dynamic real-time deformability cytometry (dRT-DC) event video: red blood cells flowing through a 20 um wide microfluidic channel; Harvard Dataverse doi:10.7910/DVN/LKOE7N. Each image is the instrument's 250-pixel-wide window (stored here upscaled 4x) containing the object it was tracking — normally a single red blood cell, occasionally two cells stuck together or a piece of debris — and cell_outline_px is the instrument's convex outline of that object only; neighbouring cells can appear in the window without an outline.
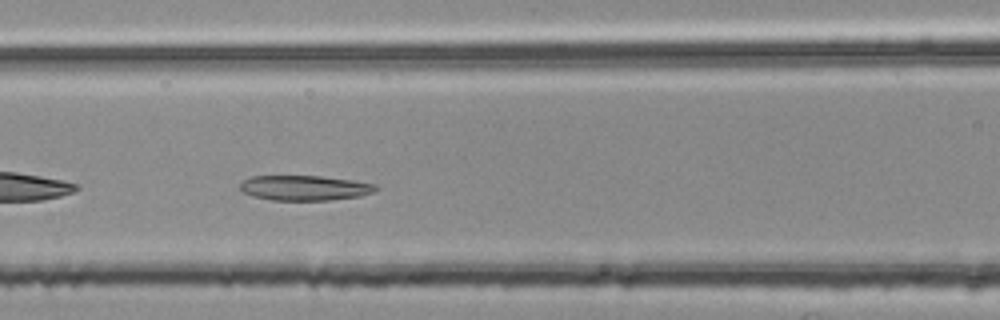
{"species": "common noctule bat (a hibernating species)", "species_latin": "Nyctalus noctula", "temperature_condition": "room temperature", "stored_images_in_passage": 30, "camera_frame_rate_fps": 3000, "um_per_image_px": 0.085, "animal": {"sex": "female", "body_mass_g": 25.1}, "frame": {"image": 1, "passage_image": 7, "time_ms": 2.0, "image_size_px": [1000, 320], "cell_outline_px": [[380, 188], [376, 192], [360, 196], [328, 200], [272, 200], [252, 196], [244, 192], [240, 188], [240, 184], [244, 180], [252, 176], [324, 176], [352, 180], [376, 184]], "centroid_in_image_um": [25.95, 15.97], "position_along_channel_um": 140.7, "area_um2": 19.88}}
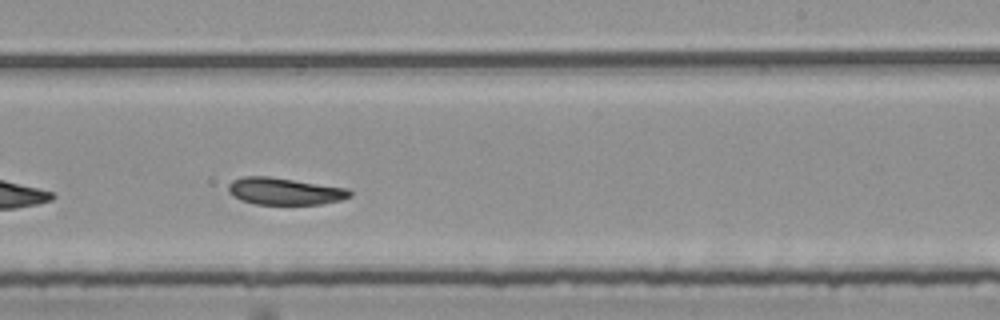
{"frame": {"image": 2, "passage_image": 17, "time_ms": 5.333, "image_size_px": [1000, 320], "cell_outline_px": [[352, 196], [340, 200], [320, 204], [256, 204], [240, 200], [232, 196], [228, 192], [228, 184], [232, 180], [244, 176], [268, 176], [348, 188], [352, 192]], "centroid_in_image_um": [24.17, 16.25], "position_along_channel_um": 264.8, "area_um2": 19.19}}
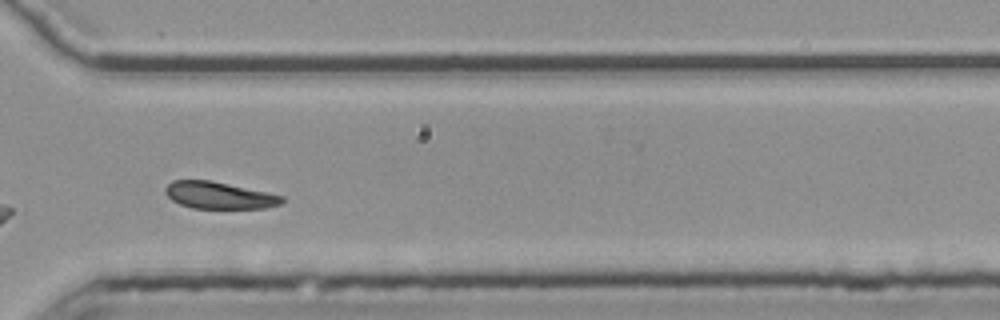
{"frame": {"image": 3, "passage_image": 24, "time_ms": 7.667, "image_size_px": [1000, 320], "cell_outline_px": [[284, 204], [264, 208], [192, 208], [180, 204], [172, 200], [164, 192], [164, 188], [172, 180], [208, 180], [228, 184], [284, 196]], "centroid_in_image_um": [18.62, 16.61], "position_along_channel_um": 352.0, "area_um2": 18.21}, "authors_computed_cell_mechanics": {"area_um2": 19.5364, "velocity_mm_per_s": 3.7369, "shape_relaxation_time_tau1_ms": null, "shape_relaxation_time_tau2_ms": 2.5633, "deformation_change_tau1": null, "deformation_change_tau2": 0.0632}}